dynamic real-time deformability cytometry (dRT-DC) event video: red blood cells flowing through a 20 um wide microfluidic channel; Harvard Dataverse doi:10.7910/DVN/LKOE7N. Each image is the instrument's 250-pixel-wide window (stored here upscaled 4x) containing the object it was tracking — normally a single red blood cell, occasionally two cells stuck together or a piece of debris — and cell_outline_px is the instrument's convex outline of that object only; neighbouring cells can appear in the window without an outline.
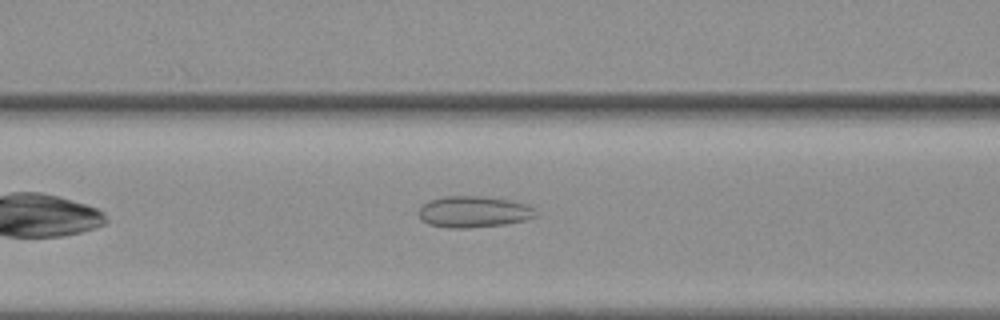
{"species": "common noctule bat (a hibernating species)", "species_latin": "Nyctalus noctula", "temperature_condition": "warm", "stored_images_in_passage": 39, "camera_frame_rate_fps": 3000, "um_per_image_px": 0.085, "animal": {"sex": "female", "body_mass_g": 19.3, "forearm_length_mm": 54.1}, "frame": {"image": 1, "passage_image": 10, "time_ms": 3.0, "image_size_px": [1000, 320], "cell_outline_px": [[536, 216], [524, 220], [504, 224], [468, 228], [448, 228], [428, 224], [420, 220], [416, 212], [428, 200], [444, 196], [484, 196], [512, 200], [528, 204], [536, 212]], "centroid_in_image_um": [40.21, 18.0], "position_along_channel_um": 126.4, "area_um2": 21.62}}
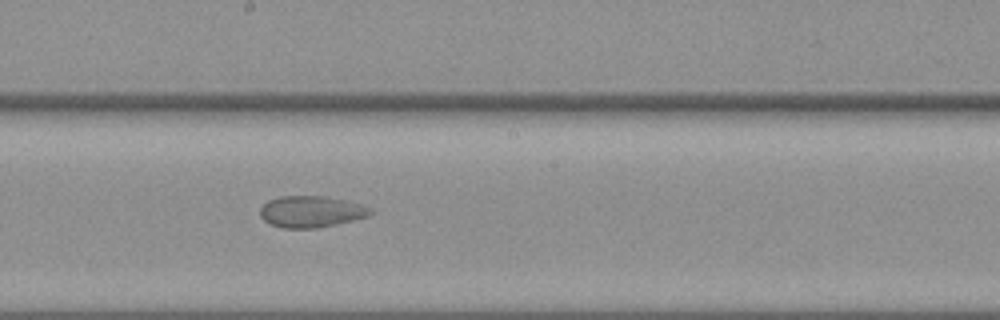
{"frame": {"image": 2, "passage_image": 18, "time_ms": 5.667, "image_size_px": [1000, 320], "cell_outline_px": [[372, 212], [368, 216], [336, 224], [316, 228], [284, 228], [268, 224], [260, 216], [260, 208], [268, 200], [280, 196], [324, 196], [344, 200], [360, 204], [372, 208]], "centroid_in_image_um": [26.41, 17.99], "position_along_channel_um": 221.8, "area_um2": 20.17}}
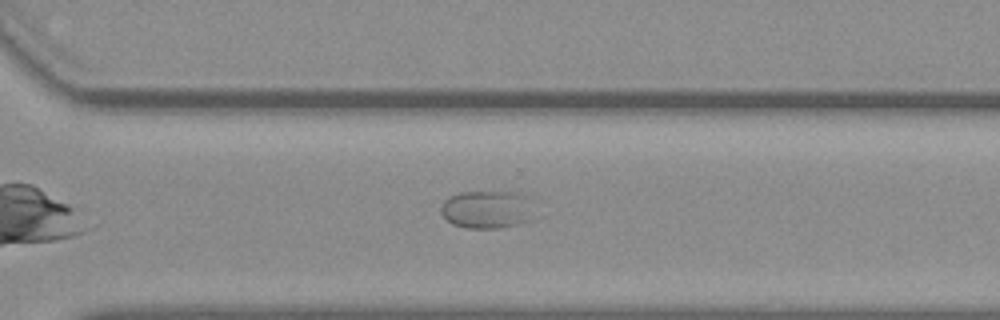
{"frame": {"image": 3, "passage_image": 27, "time_ms": 8.667, "image_size_px": [1000, 320], "cell_outline_px": [[528, 220], [516, 224], [500, 228], [464, 228], [452, 224], [440, 212], [440, 204], [448, 196], [460, 192], [528, 192]], "centroid_in_image_um": [41.29, 17.78], "position_along_channel_um": 329.3, "area_um2": 20.46}}